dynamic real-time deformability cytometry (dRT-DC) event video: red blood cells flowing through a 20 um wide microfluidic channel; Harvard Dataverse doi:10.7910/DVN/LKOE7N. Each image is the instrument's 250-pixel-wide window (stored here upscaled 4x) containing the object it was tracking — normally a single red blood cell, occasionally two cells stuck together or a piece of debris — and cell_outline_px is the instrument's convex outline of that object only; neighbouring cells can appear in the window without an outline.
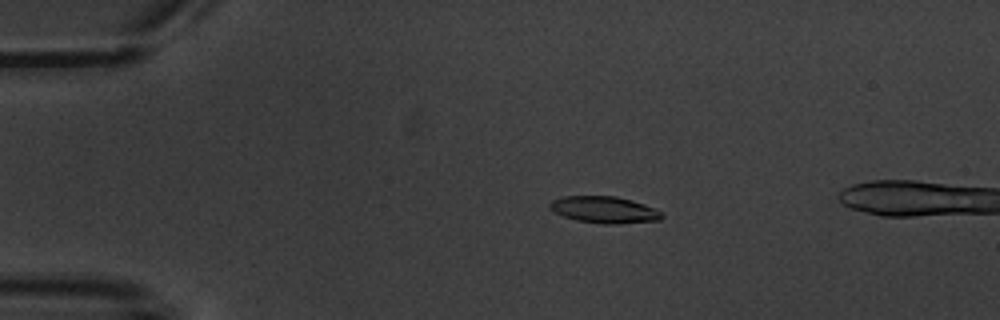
{"species": "common noctule bat (a hibernating species)", "species_latin": "Nyctalus noctula", "temperature_condition": "warm", "stored_images_in_passage": 5, "camera_frame_rate_fps": 3000, "um_per_image_px": 0.085, "animal": {"sex": "male", "body_mass_g": 20.1, "forearm_length_mm": 53.5}, "frame": {"image": 1, "passage_image": 3, "time_ms": 2.667, "image_size_px": [1000, 320], "cell_outline_px": [[664, 216], [660, 220], [616, 224], [604, 224], [576, 220], [564, 216], [548, 208], [548, 204], [552, 200], [564, 196], [616, 196], [632, 200], [644, 204], [660, 212]], "centroid_in_image_um": [51.34, 17.82], "position_along_channel_um": 33.7, "area_um2": 17.34}}